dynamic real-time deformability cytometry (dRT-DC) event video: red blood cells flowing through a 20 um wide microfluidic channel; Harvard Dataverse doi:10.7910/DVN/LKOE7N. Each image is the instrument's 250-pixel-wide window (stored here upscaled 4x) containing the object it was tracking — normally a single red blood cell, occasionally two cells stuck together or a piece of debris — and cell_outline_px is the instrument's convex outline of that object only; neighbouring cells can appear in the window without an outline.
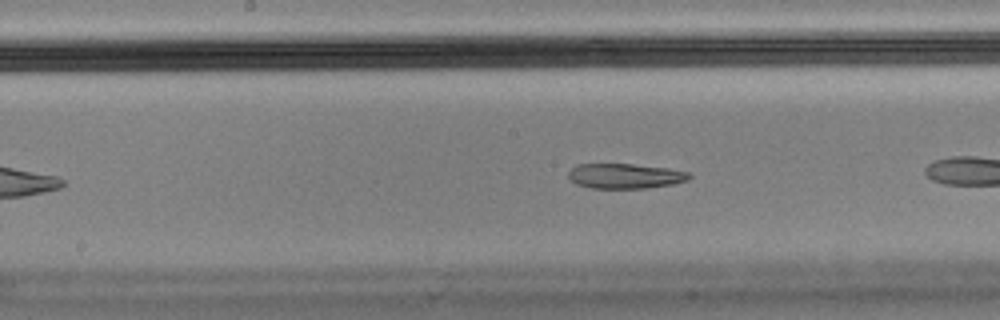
{"species": "Egyptian fruit bat (a non-hibernating species)", "species_latin": "Rousettus aegyptiacus", "temperature_condition": "cold", "stored_images_in_passage": 41, "camera_frame_rate_fps": 3000, "um_per_image_px": 0.085, "animal": {"sex": "male"}, "frame": {"image": 1, "passage_image": 12, "time_ms": 3.667, "image_size_px": [1000, 320], "cell_outline_px": [[692, 176], [688, 180], [672, 184], [648, 188], [592, 188], [576, 184], [568, 176], [568, 172], [576, 164], [632, 164], [668, 168], [692, 172]], "centroid_in_image_um": [53.17, 14.96], "position_along_channel_um": 195.0, "area_um2": 17.69}, "authors_computed_cell_mechanics": {"area_um2": 21.8484, "velocity_mm_per_s": 3.4737, "shape_relaxation_time_tau1_ms": null, "shape_relaxation_time_tau2_ms": 2.5374, "deformation_change_tau1": null, "deformation_change_tau2": 0.1022}}